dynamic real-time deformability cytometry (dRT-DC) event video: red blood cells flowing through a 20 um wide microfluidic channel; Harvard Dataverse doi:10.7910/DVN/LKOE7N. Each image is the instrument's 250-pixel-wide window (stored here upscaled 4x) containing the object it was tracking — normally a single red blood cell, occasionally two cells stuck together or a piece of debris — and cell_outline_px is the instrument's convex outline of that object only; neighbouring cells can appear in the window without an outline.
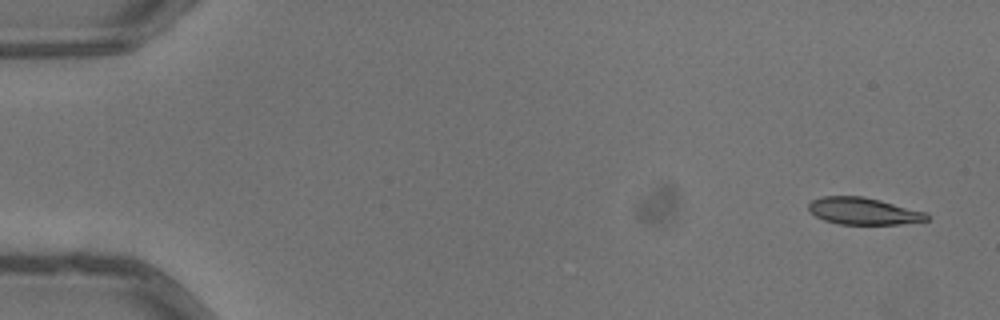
{"species": "common noctule bat (a hibernating species)", "species_latin": "Nyctalus noctula", "temperature_condition": "warm", "stored_images_in_passage": 4, "camera_frame_rate_fps": 3000, "um_per_image_px": 0.085, "animal": {"sex": "male", "body_mass_g": 13.3}, "frame": {"image": 1, "passage_image": 1, "time_ms": 0.0, "image_size_px": [1000, 320], "cell_outline_px": [[928, 220], [900, 224], [840, 224], [824, 220], [816, 216], [808, 208], [808, 204], [812, 200], [824, 196], [864, 196], [928, 212]], "centroid_in_image_um": [73.42, 17.94], "position_along_channel_um": 11.6, "area_um2": 18.55}}
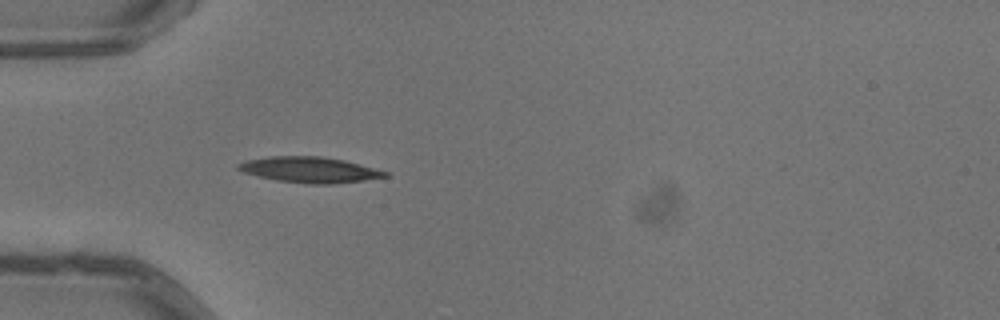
{"frame": {"image": 2, "passage_image": 4, "time_ms": 1.0, "image_size_px": [1000, 320], "cell_outline_px": [[388, 176], [364, 180], [332, 184], [308, 184], [276, 180], [244, 172], [236, 168], [236, 164], [244, 160], [268, 156], [320, 156], [344, 160], [388, 172]], "centroid_in_image_um": [26.27, 14.42], "position_along_channel_um": 58.7, "area_um2": 21.91}}